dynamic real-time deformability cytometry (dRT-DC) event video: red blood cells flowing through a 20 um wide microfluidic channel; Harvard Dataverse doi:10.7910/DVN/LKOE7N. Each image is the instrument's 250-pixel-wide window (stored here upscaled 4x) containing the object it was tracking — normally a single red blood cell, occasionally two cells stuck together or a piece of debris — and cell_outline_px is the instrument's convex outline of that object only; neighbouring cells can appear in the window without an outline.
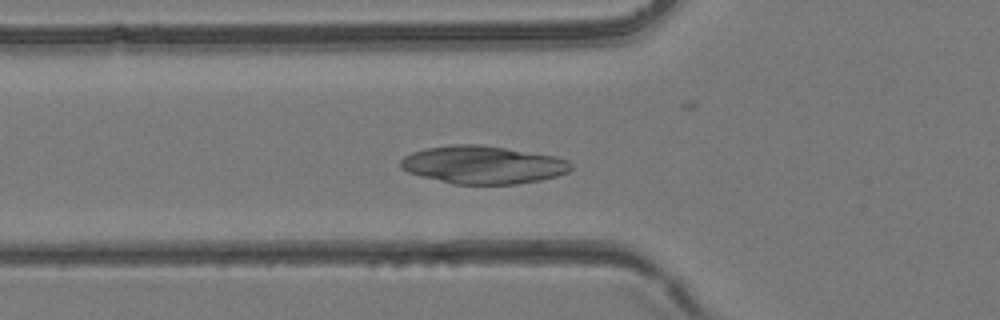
{"species": "common noctule bat (a hibernating species)", "species_latin": "Nyctalus noctula", "temperature_condition": "room temperature", "stored_images_in_passage": 42, "camera_frame_rate_fps": 3000, "um_per_image_px": 0.085, "animal": {"sex": "female", "body_mass_g": 24.6, "forearm_length_mm": 56.2}, "frame": {"image": 1, "passage_image": 14, "time_ms": 4.333, "image_size_px": [1000, 320], "cell_outline_px": [[572, 168], [568, 172], [556, 176], [540, 180], [516, 184], [456, 184], [420, 176], [408, 172], [400, 168], [400, 160], [404, 156], [412, 152], [424, 148], [452, 144], [480, 144], [556, 156], [568, 160], [572, 164]], "centroid_in_image_um": [41.04, 14.0], "position_along_channel_um": 84.8, "area_um2": 37.74}}
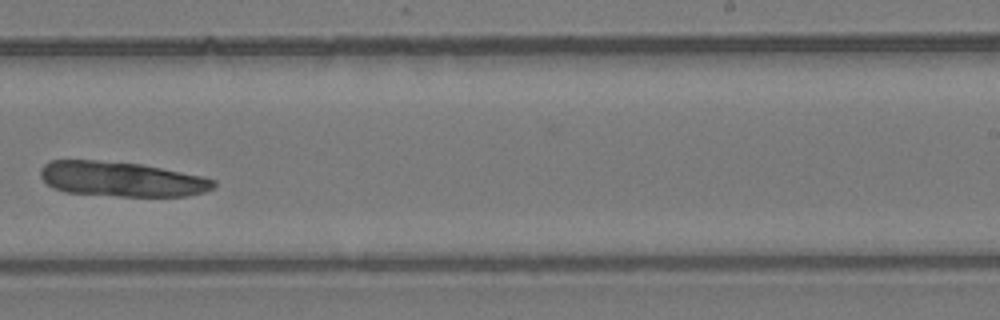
{"frame": {"image": 2, "passage_image": 26, "time_ms": 8.333, "image_size_px": [1000, 320], "cell_outline_px": [[216, 184], [212, 188], [204, 192], [184, 196], [116, 196], [64, 192], [52, 188], [40, 176], [40, 168], [48, 160], [96, 160], [140, 164], [204, 176], [216, 180]], "centroid_in_image_um": [10.3, 15.22], "position_along_channel_um": 278.7, "area_um2": 35.32}}
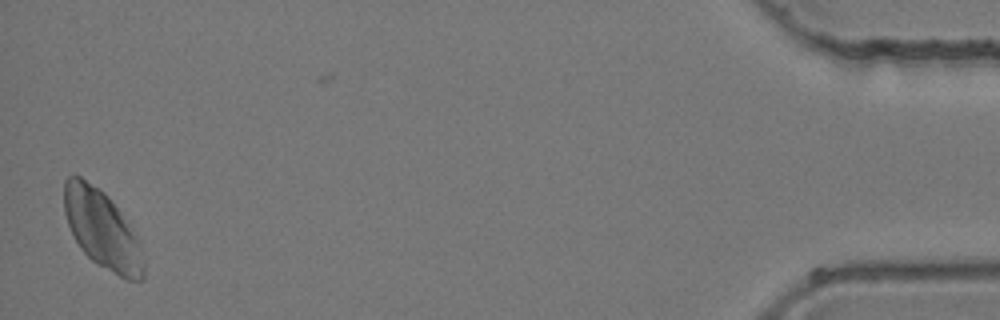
{"frame": {"image": 3, "passage_image": 41, "time_ms": 13.333, "image_size_px": [1000, 320], "cell_outline_px": [[144, 280], [128, 280], [96, 264], [80, 248], [68, 224], [64, 212], [64, 180], [68, 176], [80, 176], [100, 188], [108, 196], [120, 212], [140, 244], [144, 260]], "centroid_in_image_um": [8.66, 19.5], "position_along_channel_um": 426.5, "area_um2": 35.89}}